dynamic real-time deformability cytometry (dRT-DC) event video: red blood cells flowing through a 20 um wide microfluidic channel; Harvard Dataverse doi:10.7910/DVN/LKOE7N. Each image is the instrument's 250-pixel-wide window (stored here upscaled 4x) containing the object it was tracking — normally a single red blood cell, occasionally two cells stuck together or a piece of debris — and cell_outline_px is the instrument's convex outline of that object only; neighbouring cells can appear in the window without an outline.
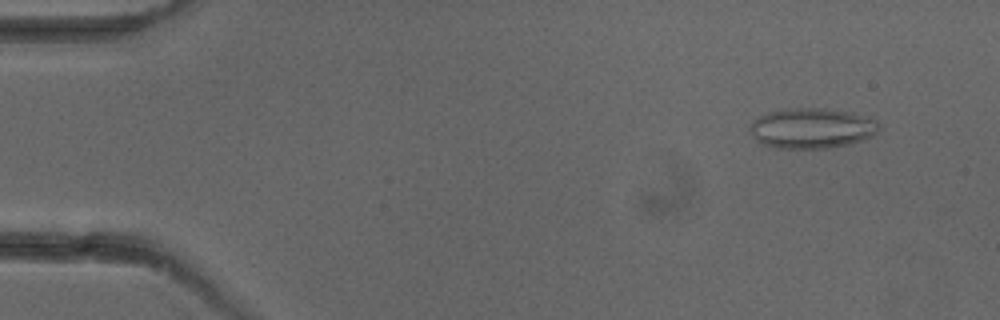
{"species": "common noctule bat (a hibernating species)", "species_latin": "Nyctalus noctula", "temperature_condition": "cold", "stored_images_in_passage": 5, "camera_frame_rate_fps": 3000, "um_per_image_px": 0.085, "animal": {"sex": "female"}, "frame": {"image": 1, "passage_image": 2, "time_ms": 1.0, "image_size_px": [1000, 320], "cell_outline_px": [[880, 128], [872, 136], [848, 144], [828, 148], [776, 148], [760, 144], [748, 132], [752, 120], [768, 112], [780, 108], [824, 108], [848, 112], [876, 120]], "centroid_in_image_um": [68.92, 10.9], "position_along_channel_um": 16.1, "area_um2": 30.4}}